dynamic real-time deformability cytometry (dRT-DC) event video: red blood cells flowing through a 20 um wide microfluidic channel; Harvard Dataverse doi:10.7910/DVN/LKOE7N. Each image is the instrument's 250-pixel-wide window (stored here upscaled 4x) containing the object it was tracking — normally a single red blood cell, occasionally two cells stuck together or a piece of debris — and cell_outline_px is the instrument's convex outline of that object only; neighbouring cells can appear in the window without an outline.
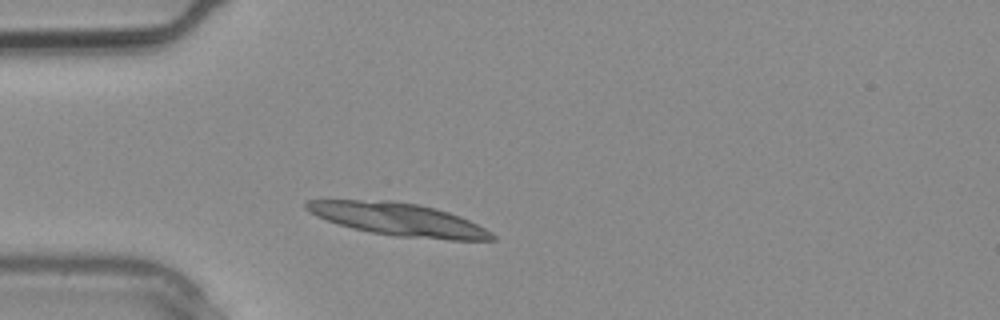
{"species": "common noctule bat (a hibernating species)", "species_latin": "Nyctalus noctula", "temperature_condition": "warm", "stored_images_in_passage": 2, "camera_frame_rate_fps": 3000, "um_per_image_px": 0.085, "animal": {"sex": "male", "body_mass_g": 20.4}, "frame": {"image": 1, "passage_image": 2, "time_ms": 0.333, "image_size_px": [1000, 320], "cell_outline_px": [[496, 240], [448, 240], [396, 236], [372, 232], [352, 228], [316, 216], [304, 208], [304, 200], [392, 200], [416, 204], [448, 212], [460, 216], [492, 232], [496, 236]], "centroid_in_image_um": [33.87, 18.65], "position_along_channel_um": 51.1, "area_um2": 35.2}}